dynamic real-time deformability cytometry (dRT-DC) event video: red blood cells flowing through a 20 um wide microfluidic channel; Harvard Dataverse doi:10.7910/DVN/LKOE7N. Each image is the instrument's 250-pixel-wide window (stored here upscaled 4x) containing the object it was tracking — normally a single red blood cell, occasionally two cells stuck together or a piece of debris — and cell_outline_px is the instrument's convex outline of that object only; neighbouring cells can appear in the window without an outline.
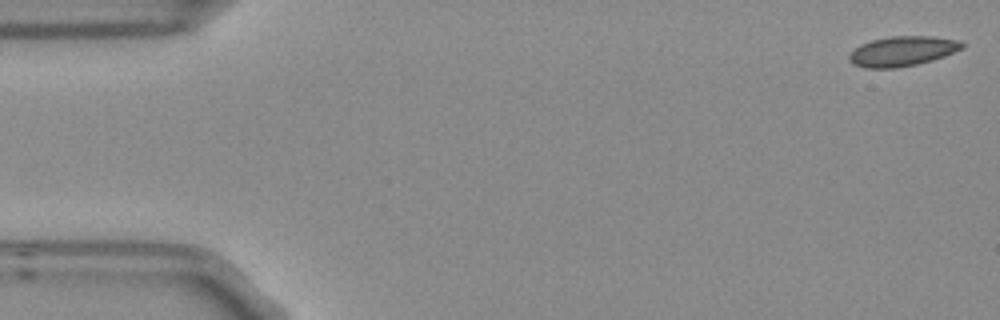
{"species": "Egyptian fruit bat (a non-hibernating species)", "species_latin": "Rousettus aegyptiacus", "temperature_condition": "room temperature", "stored_images_in_passage": 5, "camera_frame_rate_fps": 3000, "um_per_image_px": 0.085, "frame": {"image": 1, "passage_image": 1, "time_ms": 0.0, "image_size_px": [1000, 320], "cell_outline_px": [[964, 48], [944, 56], [932, 60], [916, 64], [896, 68], [864, 68], [852, 64], [848, 60], [848, 56], [860, 44], [872, 40], [888, 36], [932, 36], [960, 40], [964, 44]], "centroid_in_image_um": [76.7, 4.35], "position_along_channel_um": 8.3, "area_um2": 19.77}}
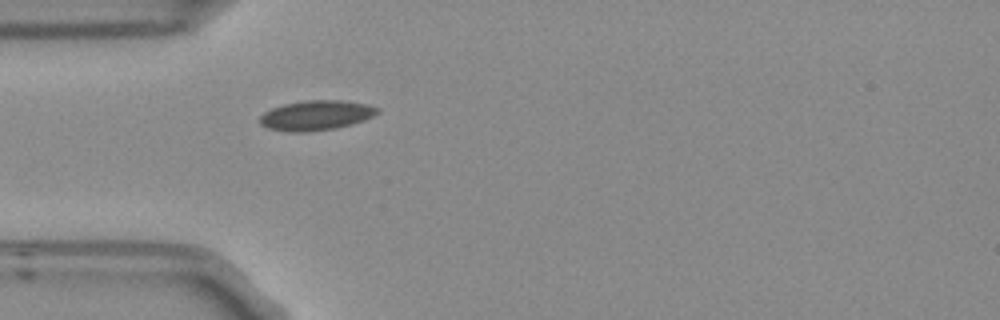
{"frame": {"image": 2, "passage_image": 5, "time_ms": 1.333, "image_size_px": [1000, 320], "cell_outline_px": [[380, 112], [364, 120], [352, 124], [336, 128], [308, 132], [292, 132], [268, 128], [260, 124], [260, 116], [264, 112], [272, 108], [284, 104], [304, 100], [344, 100], [368, 104], [380, 108]], "centroid_in_image_um": [26.9, 9.8], "position_along_channel_um": 58.1, "area_um2": 20.58}}